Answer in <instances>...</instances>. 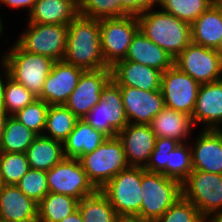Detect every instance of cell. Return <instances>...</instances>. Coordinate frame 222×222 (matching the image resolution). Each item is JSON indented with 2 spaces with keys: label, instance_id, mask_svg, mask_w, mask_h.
Segmentation results:
<instances>
[{
  "label": "cell",
  "instance_id": "obj_1",
  "mask_svg": "<svg viewBox=\"0 0 222 222\" xmlns=\"http://www.w3.org/2000/svg\"><path fill=\"white\" fill-rule=\"evenodd\" d=\"M63 60L83 70L110 68L101 50L99 19L78 14L69 23Z\"/></svg>",
  "mask_w": 222,
  "mask_h": 222
},
{
  "label": "cell",
  "instance_id": "obj_2",
  "mask_svg": "<svg viewBox=\"0 0 222 222\" xmlns=\"http://www.w3.org/2000/svg\"><path fill=\"white\" fill-rule=\"evenodd\" d=\"M137 17L143 34L173 59L191 43V25L161 8L144 11Z\"/></svg>",
  "mask_w": 222,
  "mask_h": 222
},
{
  "label": "cell",
  "instance_id": "obj_3",
  "mask_svg": "<svg viewBox=\"0 0 222 222\" xmlns=\"http://www.w3.org/2000/svg\"><path fill=\"white\" fill-rule=\"evenodd\" d=\"M12 43L6 48L7 51L1 53L0 61L5 65L12 79L38 98L55 61L46 56L29 53L15 41Z\"/></svg>",
  "mask_w": 222,
  "mask_h": 222
},
{
  "label": "cell",
  "instance_id": "obj_4",
  "mask_svg": "<svg viewBox=\"0 0 222 222\" xmlns=\"http://www.w3.org/2000/svg\"><path fill=\"white\" fill-rule=\"evenodd\" d=\"M141 189L143 200L139 219L151 222L160 218L182 196L181 182L144 168Z\"/></svg>",
  "mask_w": 222,
  "mask_h": 222
},
{
  "label": "cell",
  "instance_id": "obj_5",
  "mask_svg": "<svg viewBox=\"0 0 222 222\" xmlns=\"http://www.w3.org/2000/svg\"><path fill=\"white\" fill-rule=\"evenodd\" d=\"M89 181L100 190L120 171L129 168L121 140L109 137L94 151L79 159Z\"/></svg>",
  "mask_w": 222,
  "mask_h": 222
},
{
  "label": "cell",
  "instance_id": "obj_6",
  "mask_svg": "<svg viewBox=\"0 0 222 222\" xmlns=\"http://www.w3.org/2000/svg\"><path fill=\"white\" fill-rule=\"evenodd\" d=\"M142 167L120 171L100 191L120 218H138L142 204Z\"/></svg>",
  "mask_w": 222,
  "mask_h": 222
},
{
  "label": "cell",
  "instance_id": "obj_7",
  "mask_svg": "<svg viewBox=\"0 0 222 222\" xmlns=\"http://www.w3.org/2000/svg\"><path fill=\"white\" fill-rule=\"evenodd\" d=\"M182 196L205 220L215 218L222 212V174L193 170L182 182Z\"/></svg>",
  "mask_w": 222,
  "mask_h": 222
},
{
  "label": "cell",
  "instance_id": "obj_8",
  "mask_svg": "<svg viewBox=\"0 0 222 222\" xmlns=\"http://www.w3.org/2000/svg\"><path fill=\"white\" fill-rule=\"evenodd\" d=\"M14 41L25 51L61 61L66 51L68 25L27 23Z\"/></svg>",
  "mask_w": 222,
  "mask_h": 222
},
{
  "label": "cell",
  "instance_id": "obj_9",
  "mask_svg": "<svg viewBox=\"0 0 222 222\" xmlns=\"http://www.w3.org/2000/svg\"><path fill=\"white\" fill-rule=\"evenodd\" d=\"M83 119L108 137H116L118 132L129 123L120 86L113 79L102 89L98 104Z\"/></svg>",
  "mask_w": 222,
  "mask_h": 222
},
{
  "label": "cell",
  "instance_id": "obj_10",
  "mask_svg": "<svg viewBox=\"0 0 222 222\" xmlns=\"http://www.w3.org/2000/svg\"><path fill=\"white\" fill-rule=\"evenodd\" d=\"M138 30L137 15L100 19L101 50L105 63L110 68L125 59Z\"/></svg>",
  "mask_w": 222,
  "mask_h": 222
},
{
  "label": "cell",
  "instance_id": "obj_11",
  "mask_svg": "<svg viewBox=\"0 0 222 222\" xmlns=\"http://www.w3.org/2000/svg\"><path fill=\"white\" fill-rule=\"evenodd\" d=\"M174 65L200 84L222 80V57L213 48L191 42L174 59Z\"/></svg>",
  "mask_w": 222,
  "mask_h": 222
},
{
  "label": "cell",
  "instance_id": "obj_12",
  "mask_svg": "<svg viewBox=\"0 0 222 222\" xmlns=\"http://www.w3.org/2000/svg\"><path fill=\"white\" fill-rule=\"evenodd\" d=\"M46 177L49 192L69 195L79 201L97 191L79 159L64 158L46 171Z\"/></svg>",
  "mask_w": 222,
  "mask_h": 222
},
{
  "label": "cell",
  "instance_id": "obj_13",
  "mask_svg": "<svg viewBox=\"0 0 222 222\" xmlns=\"http://www.w3.org/2000/svg\"><path fill=\"white\" fill-rule=\"evenodd\" d=\"M200 85L190 75L173 65L161 76L165 107L192 116Z\"/></svg>",
  "mask_w": 222,
  "mask_h": 222
},
{
  "label": "cell",
  "instance_id": "obj_14",
  "mask_svg": "<svg viewBox=\"0 0 222 222\" xmlns=\"http://www.w3.org/2000/svg\"><path fill=\"white\" fill-rule=\"evenodd\" d=\"M112 79L111 68L84 70L77 86L64 104L78 119H83L98 104L102 89Z\"/></svg>",
  "mask_w": 222,
  "mask_h": 222
},
{
  "label": "cell",
  "instance_id": "obj_15",
  "mask_svg": "<svg viewBox=\"0 0 222 222\" xmlns=\"http://www.w3.org/2000/svg\"><path fill=\"white\" fill-rule=\"evenodd\" d=\"M120 91L129 123L150 124L165 107L161 90L145 91L135 87L120 86Z\"/></svg>",
  "mask_w": 222,
  "mask_h": 222
},
{
  "label": "cell",
  "instance_id": "obj_16",
  "mask_svg": "<svg viewBox=\"0 0 222 222\" xmlns=\"http://www.w3.org/2000/svg\"><path fill=\"white\" fill-rule=\"evenodd\" d=\"M83 71L64 60L55 61L38 99L45 101L48 105H64L77 86Z\"/></svg>",
  "mask_w": 222,
  "mask_h": 222
},
{
  "label": "cell",
  "instance_id": "obj_17",
  "mask_svg": "<svg viewBox=\"0 0 222 222\" xmlns=\"http://www.w3.org/2000/svg\"><path fill=\"white\" fill-rule=\"evenodd\" d=\"M117 137L123 144L130 167L145 168L155 148L156 136L149 124L128 123Z\"/></svg>",
  "mask_w": 222,
  "mask_h": 222
},
{
  "label": "cell",
  "instance_id": "obj_18",
  "mask_svg": "<svg viewBox=\"0 0 222 222\" xmlns=\"http://www.w3.org/2000/svg\"><path fill=\"white\" fill-rule=\"evenodd\" d=\"M198 132L192 141L189 140L193 170L222 174V130L201 129Z\"/></svg>",
  "mask_w": 222,
  "mask_h": 222
},
{
  "label": "cell",
  "instance_id": "obj_19",
  "mask_svg": "<svg viewBox=\"0 0 222 222\" xmlns=\"http://www.w3.org/2000/svg\"><path fill=\"white\" fill-rule=\"evenodd\" d=\"M192 120L196 128L222 130V80L200 85Z\"/></svg>",
  "mask_w": 222,
  "mask_h": 222
},
{
  "label": "cell",
  "instance_id": "obj_20",
  "mask_svg": "<svg viewBox=\"0 0 222 222\" xmlns=\"http://www.w3.org/2000/svg\"><path fill=\"white\" fill-rule=\"evenodd\" d=\"M111 70L112 79L119 86L135 87L145 91L161 90L160 70L129 60L118 61Z\"/></svg>",
  "mask_w": 222,
  "mask_h": 222
},
{
  "label": "cell",
  "instance_id": "obj_21",
  "mask_svg": "<svg viewBox=\"0 0 222 222\" xmlns=\"http://www.w3.org/2000/svg\"><path fill=\"white\" fill-rule=\"evenodd\" d=\"M0 219L5 222H38V203L26 196L17 185H3Z\"/></svg>",
  "mask_w": 222,
  "mask_h": 222
},
{
  "label": "cell",
  "instance_id": "obj_22",
  "mask_svg": "<svg viewBox=\"0 0 222 222\" xmlns=\"http://www.w3.org/2000/svg\"><path fill=\"white\" fill-rule=\"evenodd\" d=\"M156 137L174 139L180 143L189 142L196 128L192 116L164 107L149 124Z\"/></svg>",
  "mask_w": 222,
  "mask_h": 222
},
{
  "label": "cell",
  "instance_id": "obj_23",
  "mask_svg": "<svg viewBox=\"0 0 222 222\" xmlns=\"http://www.w3.org/2000/svg\"><path fill=\"white\" fill-rule=\"evenodd\" d=\"M124 60L141 63L162 73L174 65V59L163 48L147 38L140 29L133 36Z\"/></svg>",
  "mask_w": 222,
  "mask_h": 222
},
{
  "label": "cell",
  "instance_id": "obj_24",
  "mask_svg": "<svg viewBox=\"0 0 222 222\" xmlns=\"http://www.w3.org/2000/svg\"><path fill=\"white\" fill-rule=\"evenodd\" d=\"M78 14L76 0H37L25 22L69 25Z\"/></svg>",
  "mask_w": 222,
  "mask_h": 222
},
{
  "label": "cell",
  "instance_id": "obj_25",
  "mask_svg": "<svg viewBox=\"0 0 222 222\" xmlns=\"http://www.w3.org/2000/svg\"><path fill=\"white\" fill-rule=\"evenodd\" d=\"M109 137L94 129L84 119H79L63 143L65 158L80 159L83 155L94 151Z\"/></svg>",
  "mask_w": 222,
  "mask_h": 222
},
{
  "label": "cell",
  "instance_id": "obj_26",
  "mask_svg": "<svg viewBox=\"0 0 222 222\" xmlns=\"http://www.w3.org/2000/svg\"><path fill=\"white\" fill-rule=\"evenodd\" d=\"M222 38V10L214 3L191 24V42L216 49Z\"/></svg>",
  "mask_w": 222,
  "mask_h": 222
},
{
  "label": "cell",
  "instance_id": "obj_27",
  "mask_svg": "<svg viewBox=\"0 0 222 222\" xmlns=\"http://www.w3.org/2000/svg\"><path fill=\"white\" fill-rule=\"evenodd\" d=\"M25 154L30 168L43 171L50 170L65 158L63 143L44 135H37Z\"/></svg>",
  "mask_w": 222,
  "mask_h": 222
},
{
  "label": "cell",
  "instance_id": "obj_28",
  "mask_svg": "<svg viewBox=\"0 0 222 222\" xmlns=\"http://www.w3.org/2000/svg\"><path fill=\"white\" fill-rule=\"evenodd\" d=\"M78 203L72 196L49 192L38 203V222H60L78 209Z\"/></svg>",
  "mask_w": 222,
  "mask_h": 222
},
{
  "label": "cell",
  "instance_id": "obj_29",
  "mask_svg": "<svg viewBox=\"0 0 222 222\" xmlns=\"http://www.w3.org/2000/svg\"><path fill=\"white\" fill-rule=\"evenodd\" d=\"M78 120L65 105H49L42 135L64 143Z\"/></svg>",
  "mask_w": 222,
  "mask_h": 222
},
{
  "label": "cell",
  "instance_id": "obj_30",
  "mask_svg": "<svg viewBox=\"0 0 222 222\" xmlns=\"http://www.w3.org/2000/svg\"><path fill=\"white\" fill-rule=\"evenodd\" d=\"M83 222H119L120 217L111 206L108 198L97 190L82 198L78 203Z\"/></svg>",
  "mask_w": 222,
  "mask_h": 222
},
{
  "label": "cell",
  "instance_id": "obj_31",
  "mask_svg": "<svg viewBox=\"0 0 222 222\" xmlns=\"http://www.w3.org/2000/svg\"><path fill=\"white\" fill-rule=\"evenodd\" d=\"M37 135L16 117L9 116L0 144V152L25 153Z\"/></svg>",
  "mask_w": 222,
  "mask_h": 222
},
{
  "label": "cell",
  "instance_id": "obj_32",
  "mask_svg": "<svg viewBox=\"0 0 222 222\" xmlns=\"http://www.w3.org/2000/svg\"><path fill=\"white\" fill-rule=\"evenodd\" d=\"M214 3V0H161L159 8L191 25Z\"/></svg>",
  "mask_w": 222,
  "mask_h": 222
},
{
  "label": "cell",
  "instance_id": "obj_33",
  "mask_svg": "<svg viewBox=\"0 0 222 222\" xmlns=\"http://www.w3.org/2000/svg\"><path fill=\"white\" fill-rule=\"evenodd\" d=\"M29 169L25 153L0 152V178L3 185H16Z\"/></svg>",
  "mask_w": 222,
  "mask_h": 222
},
{
  "label": "cell",
  "instance_id": "obj_34",
  "mask_svg": "<svg viewBox=\"0 0 222 222\" xmlns=\"http://www.w3.org/2000/svg\"><path fill=\"white\" fill-rule=\"evenodd\" d=\"M193 171L190 142L180 143L168 153L167 177L183 182Z\"/></svg>",
  "mask_w": 222,
  "mask_h": 222
},
{
  "label": "cell",
  "instance_id": "obj_35",
  "mask_svg": "<svg viewBox=\"0 0 222 222\" xmlns=\"http://www.w3.org/2000/svg\"><path fill=\"white\" fill-rule=\"evenodd\" d=\"M78 13L93 19L120 18L128 14L121 8L120 0H80Z\"/></svg>",
  "mask_w": 222,
  "mask_h": 222
},
{
  "label": "cell",
  "instance_id": "obj_36",
  "mask_svg": "<svg viewBox=\"0 0 222 222\" xmlns=\"http://www.w3.org/2000/svg\"><path fill=\"white\" fill-rule=\"evenodd\" d=\"M35 99L37 97L22 84L17 83L10 76L6 78L3 110L9 116H13Z\"/></svg>",
  "mask_w": 222,
  "mask_h": 222
},
{
  "label": "cell",
  "instance_id": "obj_37",
  "mask_svg": "<svg viewBox=\"0 0 222 222\" xmlns=\"http://www.w3.org/2000/svg\"><path fill=\"white\" fill-rule=\"evenodd\" d=\"M48 107L49 105L45 101L37 98L13 116L36 135H42L45 129Z\"/></svg>",
  "mask_w": 222,
  "mask_h": 222
},
{
  "label": "cell",
  "instance_id": "obj_38",
  "mask_svg": "<svg viewBox=\"0 0 222 222\" xmlns=\"http://www.w3.org/2000/svg\"><path fill=\"white\" fill-rule=\"evenodd\" d=\"M30 199L39 203L48 193L46 171L30 168L16 184Z\"/></svg>",
  "mask_w": 222,
  "mask_h": 222
},
{
  "label": "cell",
  "instance_id": "obj_39",
  "mask_svg": "<svg viewBox=\"0 0 222 222\" xmlns=\"http://www.w3.org/2000/svg\"><path fill=\"white\" fill-rule=\"evenodd\" d=\"M200 211L187 199L181 196L155 222H205Z\"/></svg>",
  "mask_w": 222,
  "mask_h": 222
},
{
  "label": "cell",
  "instance_id": "obj_40",
  "mask_svg": "<svg viewBox=\"0 0 222 222\" xmlns=\"http://www.w3.org/2000/svg\"><path fill=\"white\" fill-rule=\"evenodd\" d=\"M179 144L180 142L174 139L157 137L155 148L152 151L150 160L144 169L149 172L162 173L167 177L168 153L174 150Z\"/></svg>",
  "mask_w": 222,
  "mask_h": 222
},
{
  "label": "cell",
  "instance_id": "obj_41",
  "mask_svg": "<svg viewBox=\"0 0 222 222\" xmlns=\"http://www.w3.org/2000/svg\"><path fill=\"white\" fill-rule=\"evenodd\" d=\"M121 8L128 15H139L144 11L158 8L161 0H120Z\"/></svg>",
  "mask_w": 222,
  "mask_h": 222
},
{
  "label": "cell",
  "instance_id": "obj_42",
  "mask_svg": "<svg viewBox=\"0 0 222 222\" xmlns=\"http://www.w3.org/2000/svg\"><path fill=\"white\" fill-rule=\"evenodd\" d=\"M37 0H0V6L4 5L5 7H8L13 10H25V14L28 16L29 13L32 11L34 4Z\"/></svg>",
  "mask_w": 222,
  "mask_h": 222
},
{
  "label": "cell",
  "instance_id": "obj_43",
  "mask_svg": "<svg viewBox=\"0 0 222 222\" xmlns=\"http://www.w3.org/2000/svg\"><path fill=\"white\" fill-rule=\"evenodd\" d=\"M8 76L9 74L5 65L0 61V110H3L5 84Z\"/></svg>",
  "mask_w": 222,
  "mask_h": 222
},
{
  "label": "cell",
  "instance_id": "obj_44",
  "mask_svg": "<svg viewBox=\"0 0 222 222\" xmlns=\"http://www.w3.org/2000/svg\"><path fill=\"white\" fill-rule=\"evenodd\" d=\"M60 222H83V220L79 209H77L71 215L62 219Z\"/></svg>",
  "mask_w": 222,
  "mask_h": 222
},
{
  "label": "cell",
  "instance_id": "obj_45",
  "mask_svg": "<svg viewBox=\"0 0 222 222\" xmlns=\"http://www.w3.org/2000/svg\"><path fill=\"white\" fill-rule=\"evenodd\" d=\"M9 115L4 111L0 110V144L2 141L4 129H5V124L8 119Z\"/></svg>",
  "mask_w": 222,
  "mask_h": 222
},
{
  "label": "cell",
  "instance_id": "obj_46",
  "mask_svg": "<svg viewBox=\"0 0 222 222\" xmlns=\"http://www.w3.org/2000/svg\"><path fill=\"white\" fill-rule=\"evenodd\" d=\"M119 222H151V221L142 220L134 217V218H120Z\"/></svg>",
  "mask_w": 222,
  "mask_h": 222
},
{
  "label": "cell",
  "instance_id": "obj_47",
  "mask_svg": "<svg viewBox=\"0 0 222 222\" xmlns=\"http://www.w3.org/2000/svg\"><path fill=\"white\" fill-rule=\"evenodd\" d=\"M3 19H4L3 16L0 15V38L3 35V33H5V31H6V28H5L6 26H4V24H3L5 21Z\"/></svg>",
  "mask_w": 222,
  "mask_h": 222
},
{
  "label": "cell",
  "instance_id": "obj_48",
  "mask_svg": "<svg viewBox=\"0 0 222 222\" xmlns=\"http://www.w3.org/2000/svg\"><path fill=\"white\" fill-rule=\"evenodd\" d=\"M216 51L220 54V56L222 57V38L221 41L219 43V46L216 48Z\"/></svg>",
  "mask_w": 222,
  "mask_h": 222
},
{
  "label": "cell",
  "instance_id": "obj_49",
  "mask_svg": "<svg viewBox=\"0 0 222 222\" xmlns=\"http://www.w3.org/2000/svg\"><path fill=\"white\" fill-rule=\"evenodd\" d=\"M216 222H222V212H220L215 218H213Z\"/></svg>",
  "mask_w": 222,
  "mask_h": 222
},
{
  "label": "cell",
  "instance_id": "obj_50",
  "mask_svg": "<svg viewBox=\"0 0 222 222\" xmlns=\"http://www.w3.org/2000/svg\"><path fill=\"white\" fill-rule=\"evenodd\" d=\"M214 2L222 10V0H214Z\"/></svg>",
  "mask_w": 222,
  "mask_h": 222
},
{
  "label": "cell",
  "instance_id": "obj_51",
  "mask_svg": "<svg viewBox=\"0 0 222 222\" xmlns=\"http://www.w3.org/2000/svg\"><path fill=\"white\" fill-rule=\"evenodd\" d=\"M205 222H216L214 219L206 220Z\"/></svg>",
  "mask_w": 222,
  "mask_h": 222
},
{
  "label": "cell",
  "instance_id": "obj_52",
  "mask_svg": "<svg viewBox=\"0 0 222 222\" xmlns=\"http://www.w3.org/2000/svg\"><path fill=\"white\" fill-rule=\"evenodd\" d=\"M2 186H3V184H2L1 178H0V191H1Z\"/></svg>",
  "mask_w": 222,
  "mask_h": 222
}]
</instances>
